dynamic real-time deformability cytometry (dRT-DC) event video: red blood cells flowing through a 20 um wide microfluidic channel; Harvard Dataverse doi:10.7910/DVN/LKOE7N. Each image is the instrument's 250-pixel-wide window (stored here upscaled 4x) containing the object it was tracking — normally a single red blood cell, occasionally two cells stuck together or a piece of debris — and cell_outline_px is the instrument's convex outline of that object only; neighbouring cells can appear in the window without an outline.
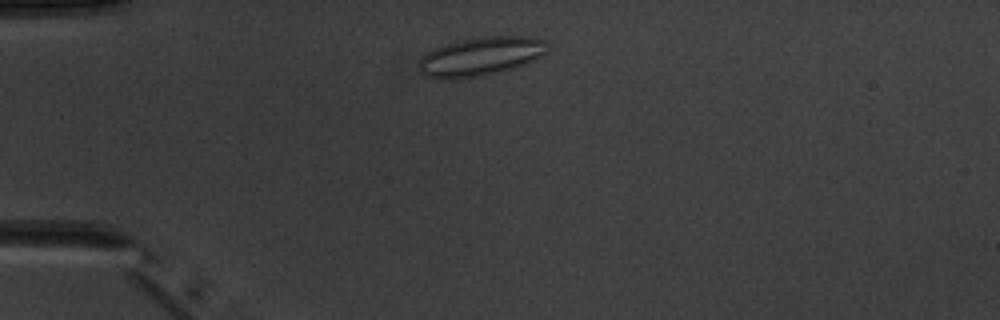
{"species": "common noctule bat (a hibernating species)", "species_latin": "Nyctalus noctula", "temperature_condition": "warm", "stored_images_in_passage": 4, "camera_frame_rate_fps": 3000, "um_per_image_px": 0.085, "animal": {"sex": "male", "body_mass_g": 20.1, "forearm_length_mm": 53.5}, "frame": {"image": 1, "passage_image": 1, "time_ms": 0.0, "image_size_px": [1000, 320], "cell_outline_px": [[544, 56], [524, 64], [500, 72], [480, 76], [444, 80], [424, 76], [420, 72], [420, 60], [428, 52], [444, 44], [484, 36], [528, 36], [544, 40]], "centroid_in_image_um": [40.84, 4.81], "position_along_channel_um": 44.2, "area_um2": 28.67}}
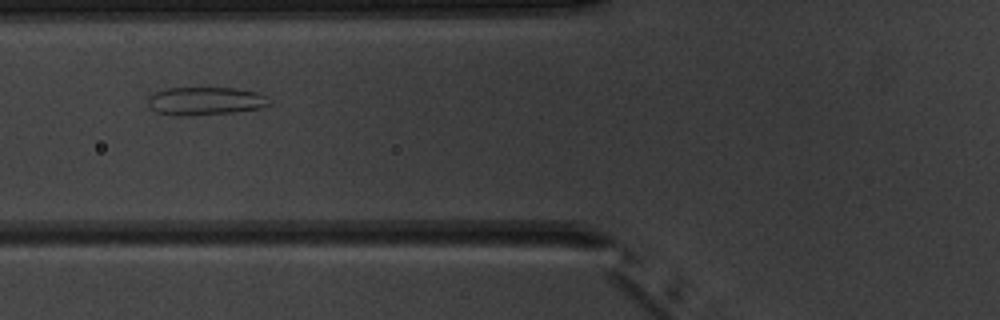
{"frame": {"image": 2, "passage_image": 3, "time_ms": 2.333, "image_size_px": [1000, 320], "cell_outline_px": [[268, 104], [260, 108], [232, 112], [156, 112], [148, 104], [148, 96], [164, 88], [236, 88], [260, 92], [264, 96]], "centroid_in_image_um": [17.48, 8.51], "position_along_channel_um": 108.3, "area_um2": 18.5}}